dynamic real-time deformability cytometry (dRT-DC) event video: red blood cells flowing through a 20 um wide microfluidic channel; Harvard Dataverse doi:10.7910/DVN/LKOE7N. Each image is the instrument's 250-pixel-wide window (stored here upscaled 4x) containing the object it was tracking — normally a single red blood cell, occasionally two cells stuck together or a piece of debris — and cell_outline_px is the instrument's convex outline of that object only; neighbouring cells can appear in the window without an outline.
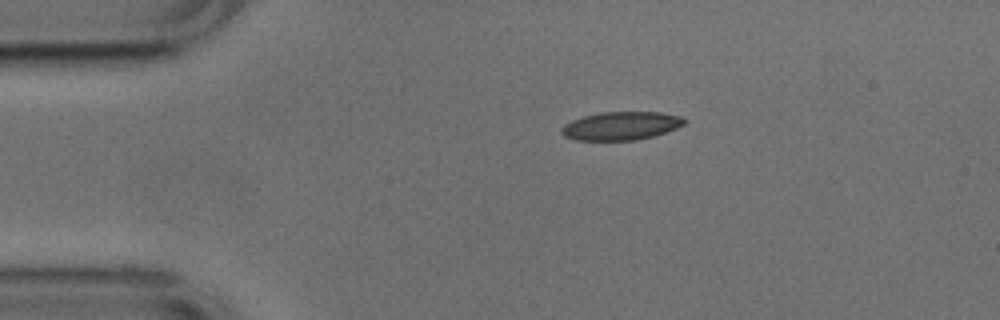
{"species": "common noctule bat (a hibernating species)", "species_latin": "Nyctalus noctula", "temperature_condition": "cold", "stored_images_in_passage": 43, "camera_frame_rate_fps": 3000, "um_per_image_px": 0.085, "animal": {"sex": "male", "body_mass_g": 17.9, "forearm_length_mm": 54.2}, "frame": {"image": 1, "passage_image": 1, "time_ms": 0.0, "image_size_px": [1000, 320], "cell_outline_px": [[684, 124], [676, 128], [652, 136], [636, 140], [576, 140], [564, 136], [560, 132], [560, 128], [564, 124], [572, 120], [584, 116], [600, 112], [660, 112], [680, 116], [684, 120]], "centroid_in_image_um": [52.73, 10.69], "position_along_channel_um": 32.3, "area_um2": 20.11}}
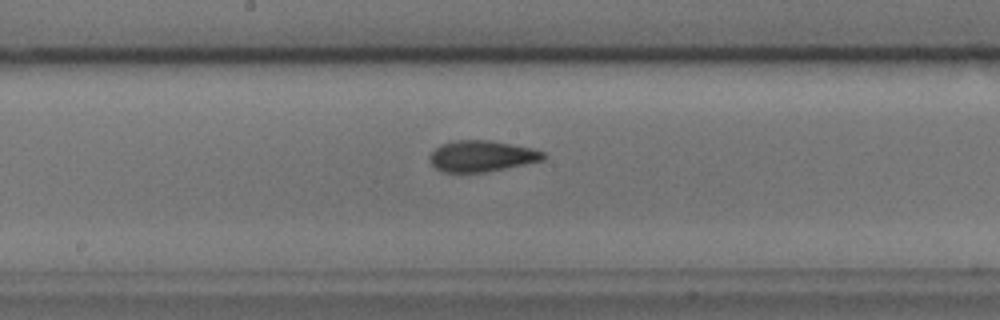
{"frame": {"image": 2, "passage_image": 18, "time_ms": 5.667, "image_size_px": [1000, 320], "cell_outline_px": [[548, 156], [544, 160], [484, 172], [444, 172], [436, 168], [428, 160], [428, 156], [440, 144], [456, 140], [492, 140], [532, 148], [544, 152]], "centroid_in_image_um": [40.94, 13.26], "position_along_channel_um": 207.3, "area_um2": 20.63}}
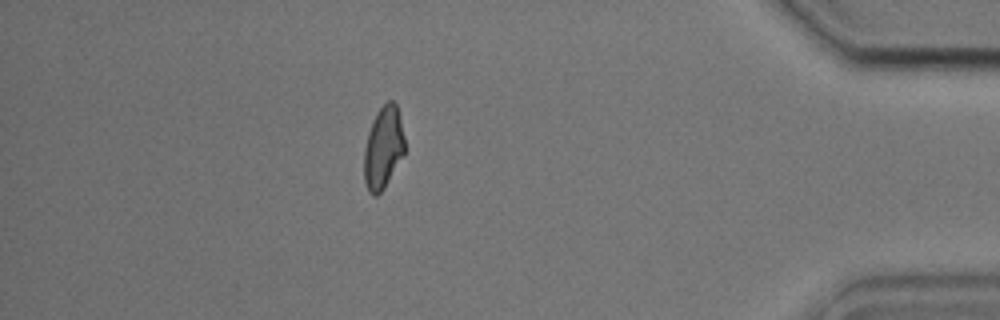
{"frame": {"image": 3, "passage_image": 37, "time_ms": 12.0, "image_size_px": [1000, 320], "cell_outline_px": [[404, 156], [384, 188], [376, 196], [372, 196], [368, 192], [364, 180], [364, 148], [368, 132], [372, 120], [376, 112], [388, 100], [392, 100], [396, 104], [404, 136]], "centroid_in_image_um": [32.56, 12.58], "position_along_channel_um": 402.6, "area_um2": 19.59}, "authors_computed_cell_mechanics": {"area_um2": 20.3456, "velocity_mm_per_s": 3.7806, "shape_relaxation_time_tau1_ms": 4.3204, "shape_relaxation_time_tau2_ms": 2.5323, "deformation_change_tau1": 0.1259, "deformation_change_tau2": 0.0827}}